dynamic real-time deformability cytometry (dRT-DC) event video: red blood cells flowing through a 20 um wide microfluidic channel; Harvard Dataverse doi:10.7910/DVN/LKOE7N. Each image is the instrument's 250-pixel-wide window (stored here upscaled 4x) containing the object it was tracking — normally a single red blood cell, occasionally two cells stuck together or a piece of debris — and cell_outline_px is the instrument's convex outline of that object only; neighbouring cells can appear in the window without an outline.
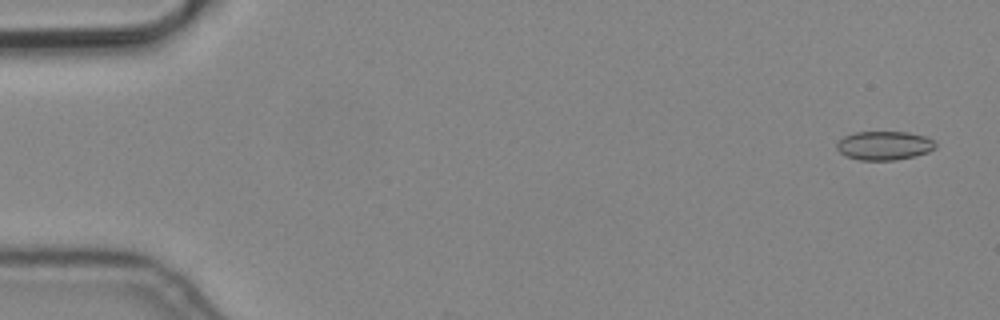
{"species": "common noctule bat (a hibernating species)", "species_latin": "Nyctalus noctula", "temperature_condition": "cold", "stored_images_in_passage": 6, "camera_frame_rate_fps": 3000, "um_per_image_px": 0.085, "animal": {"sex": "male", "body_mass_g": 19.2, "forearm_length_mm": 51.8}, "frame": {"image": 1, "passage_image": 1, "time_ms": 0.0, "image_size_px": [1000, 320], "cell_outline_px": [[936, 148], [928, 152], [896, 160], [860, 160], [844, 156], [836, 148], [836, 144], [844, 136], [856, 132], [908, 132], [924, 136], [932, 140], [936, 144]], "centroid_in_image_um": [75.14, 12.37], "position_along_channel_um": 9.9, "area_um2": 16.53}}
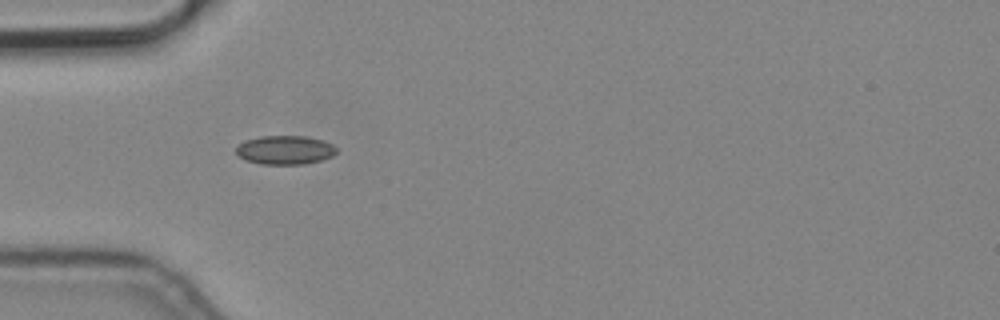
{"frame": {"image": 2, "passage_image": 5, "time_ms": 1.333, "image_size_px": [1000, 320], "cell_outline_px": [[336, 152], [332, 156], [320, 160], [304, 164], [260, 164], [248, 160], [240, 156], [236, 152], [236, 144], [244, 140], [260, 136], [308, 136], [324, 140], [332, 144], [336, 148]], "centroid_in_image_um": [24.22, 12.73], "position_along_channel_um": 60.8, "area_um2": 16.94}}
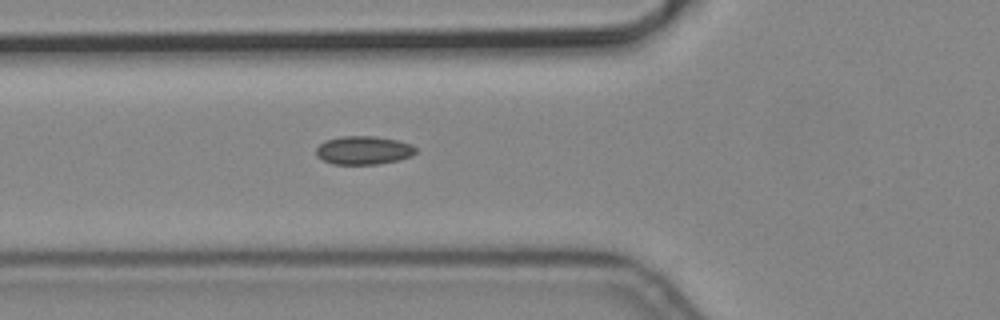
{"frame": {"image": 3, "passage_image": 6, "time_ms": 1.667, "image_size_px": [1000, 320], "cell_outline_px": [[416, 152], [412, 156], [400, 160], [376, 164], [332, 164], [316, 156], [316, 148], [324, 140], [340, 136], [376, 136], [400, 140], [412, 144], [416, 148]], "centroid_in_image_um": [30.92, 12.76], "position_along_channel_um": 94.9, "area_um2": 16.76}}